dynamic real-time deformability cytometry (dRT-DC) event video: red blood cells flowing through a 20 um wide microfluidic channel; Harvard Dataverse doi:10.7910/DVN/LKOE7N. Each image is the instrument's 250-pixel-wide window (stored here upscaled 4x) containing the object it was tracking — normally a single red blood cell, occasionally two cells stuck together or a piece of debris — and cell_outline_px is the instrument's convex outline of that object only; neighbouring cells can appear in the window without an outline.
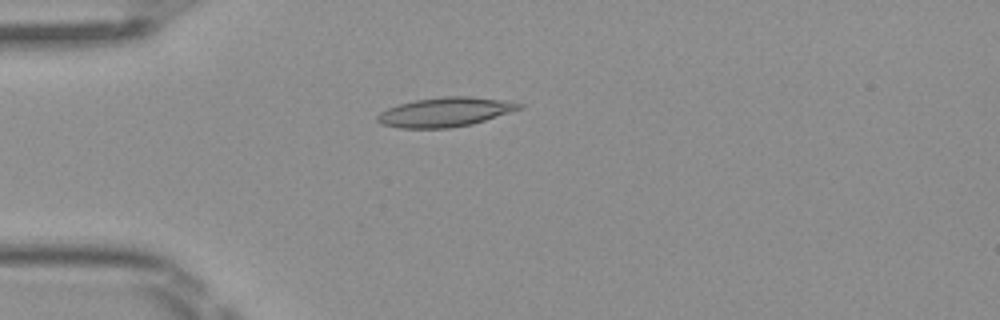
{"species": "Egyptian fruit bat (a non-hibernating species)", "species_latin": "Rousettus aegyptiacus", "temperature_condition": "room temperature", "stored_images_in_passage": 44, "camera_frame_rate_fps": 3000, "um_per_image_px": 0.085, "frame": {"image": 1, "passage_image": 8, "time_ms": 2.333, "image_size_px": [1000, 320], "cell_outline_px": [[524, 108], [472, 124], [448, 128], [400, 128], [380, 124], [376, 120], [376, 116], [380, 112], [388, 108], [400, 104], [416, 100], [440, 96], [472, 96], [500, 100], [524, 104]], "centroid_in_image_um": [37.83, 9.52], "position_along_channel_um": 47.2, "area_um2": 24.22}}
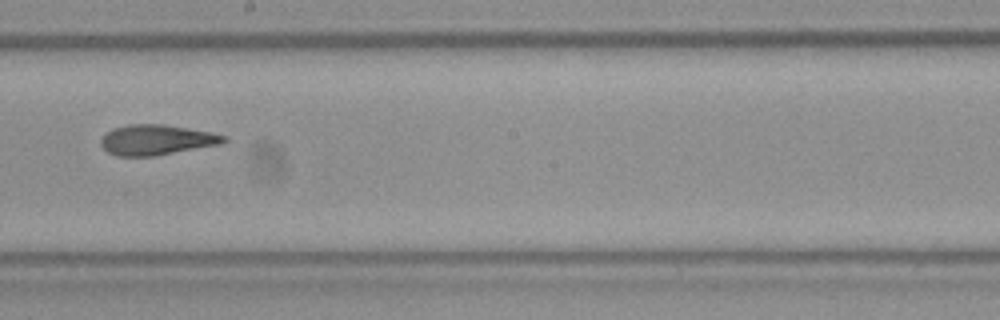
{"frame": {"image": 2, "passage_image": 23, "time_ms": 7.333, "image_size_px": [1000, 320], "cell_outline_px": [[228, 140], [224, 144], [152, 156], [116, 156], [108, 152], [100, 144], [100, 140], [108, 132], [116, 128], [128, 124], [164, 124], [212, 132], [228, 136]], "centroid_in_image_um": [13.37, 11.89], "position_along_channel_um": 234.8, "area_um2": 21.73}}
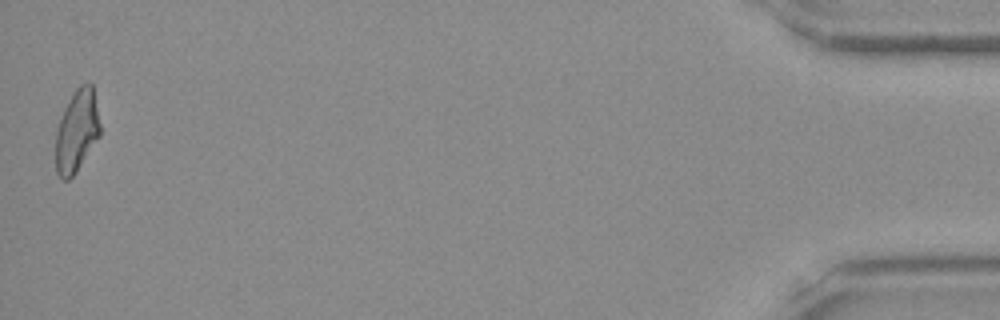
{"frame": {"image": 3, "passage_image": 44, "time_ms": 14.333, "image_size_px": [1000, 320], "cell_outline_px": [[100, 136], [76, 172], [68, 180], [60, 180], [56, 172], [56, 128], [64, 108], [68, 100], [76, 88], [80, 84], [88, 80], [92, 84], [100, 124]], "centroid_in_image_um": [6.52, 11.13], "position_along_channel_um": 428.7, "area_um2": 21.5}, "authors_computed_cell_mechanics": {"area_um2": 21.7617, "velocity_mm_per_s": 4.0848, "shape_relaxation_time_tau1_ms": 10.0227, "shape_relaxation_time_tau2_ms": 1.713, "deformation_change_tau1": 0.2791, "deformation_change_tau2": 0.0974}}